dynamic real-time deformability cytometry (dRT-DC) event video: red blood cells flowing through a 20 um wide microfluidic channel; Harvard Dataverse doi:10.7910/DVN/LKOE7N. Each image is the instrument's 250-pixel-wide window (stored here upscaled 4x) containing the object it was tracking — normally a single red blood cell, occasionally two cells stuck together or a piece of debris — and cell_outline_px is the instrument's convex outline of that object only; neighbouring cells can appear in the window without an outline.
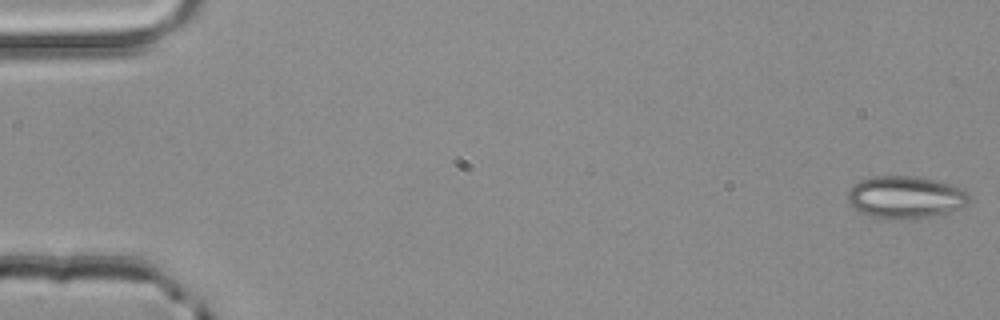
{"species": "common noctule bat (a hibernating species)", "species_latin": "Nyctalus noctula", "temperature_condition": "room temperature", "stored_images_in_passage": 5, "camera_frame_rate_fps": 3000, "um_per_image_px": 0.085, "animal": {"sex": "male", "body_mass_g": 20.4}, "frame": {"image": 1, "passage_image": 1, "time_ms": 0.0, "image_size_px": [1000, 320], "cell_outline_px": [[968, 204], [960, 208], [948, 212], [932, 216], [868, 216], [852, 208], [848, 204], [848, 192], [860, 180], [872, 176], [916, 176], [936, 180], [952, 184], [964, 188], [968, 192]], "centroid_in_image_um": [76.98, 16.71], "position_along_channel_um": 8.0, "area_um2": 29.3}}